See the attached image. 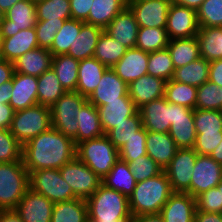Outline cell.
Instances as JSON below:
<instances>
[{"label":"cell","mask_w":222,"mask_h":222,"mask_svg":"<svg viewBox=\"0 0 222 222\" xmlns=\"http://www.w3.org/2000/svg\"><path fill=\"white\" fill-rule=\"evenodd\" d=\"M130 222H164L162 216L158 214H145L132 216Z\"/></svg>","instance_id":"e7e4bbea"},{"label":"cell","mask_w":222,"mask_h":222,"mask_svg":"<svg viewBox=\"0 0 222 222\" xmlns=\"http://www.w3.org/2000/svg\"><path fill=\"white\" fill-rule=\"evenodd\" d=\"M222 180V165L207 155H197L190 182V195L194 198Z\"/></svg>","instance_id":"5bb4252c"},{"label":"cell","mask_w":222,"mask_h":222,"mask_svg":"<svg viewBox=\"0 0 222 222\" xmlns=\"http://www.w3.org/2000/svg\"><path fill=\"white\" fill-rule=\"evenodd\" d=\"M195 198L188 193L173 192L160 210L164 222H194Z\"/></svg>","instance_id":"7402d4cb"},{"label":"cell","mask_w":222,"mask_h":222,"mask_svg":"<svg viewBox=\"0 0 222 222\" xmlns=\"http://www.w3.org/2000/svg\"><path fill=\"white\" fill-rule=\"evenodd\" d=\"M146 137L147 130L143 127L137 131V136L127 141L119 149V157L125 162H130L137 159L140 156L147 155L146 152Z\"/></svg>","instance_id":"f907efd6"},{"label":"cell","mask_w":222,"mask_h":222,"mask_svg":"<svg viewBox=\"0 0 222 222\" xmlns=\"http://www.w3.org/2000/svg\"><path fill=\"white\" fill-rule=\"evenodd\" d=\"M173 192L164 171L153 178L136 182L134 191L128 198L131 215L160 213Z\"/></svg>","instance_id":"7a4b0ae2"},{"label":"cell","mask_w":222,"mask_h":222,"mask_svg":"<svg viewBox=\"0 0 222 222\" xmlns=\"http://www.w3.org/2000/svg\"><path fill=\"white\" fill-rule=\"evenodd\" d=\"M174 71L172 58L167 48L149 53L147 65L149 75L169 81L173 78Z\"/></svg>","instance_id":"f6af8a7d"},{"label":"cell","mask_w":222,"mask_h":222,"mask_svg":"<svg viewBox=\"0 0 222 222\" xmlns=\"http://www.w3.org/2000/svg\"><path fill=\"white\" fill-rule=\"evenodd\" d=\"M76 157L94 171L101 179L120 159L119 150L106 135L83 141L76 145Z\"/></svg>","instance_id":"277c9868"},{"label":"cell","mask_w":222,"mask_h":222,"mask_svg":"<svg viewBox=\"0 0 222 222\" xmlns=\"http://www.w3.org/2000/svg\"><path fill=\"white\" fill-rule=\"evenodd\" d=\"M14 72L13 62L2 60L0 62V85L12 80Z\"/></svg>","instance_id":"91938a15"},{"label":"cell","mask_w":222,"mask_h":222,"mask_svg":"<svg viewBox=\"0 0 222 222\" xmlns=\"http://www.w3.org/2000/svg\"><path fill=\"white\" fill-rule=\"evenodd\" d=\"M221 140L222 131H218V133H199L196 136L194 150L198 155L210 156Z\"/></svg>","instance_id":"11a10c76"},{"label":"cell","mask_w":222,"mask_h":222,"mask_svg":"<svg viewBox=\"0 0 222 222\" xmlns=\"http://www.w3.org/2000/svg\"><path fill=\"white\" fill-rule=\"evenodd\" d=\"M50 127H52L50 107L37 104L15 111L10 132L23 146Z\"/></svg>","instance_id":"8992f818"},{"label":"cell","mask_w":222,"mask_h":222,"mask_svg":"<svg viewBox=\"0 0 222 222\" xmlns=\"http://www.w3.org/2000/svg\"><path fill=\"white\" fill-rule=\"evenodd\" d=\"M94 0H70L71 18L85 22Z\"/></svg>","instance_id":"9f6ffc18"},{"label":"cell","mask_w":222,"mask_h":222,"mask_svg":"<svg viewBox=\"0 0 222 222\" xmlns=\"http://www.w3.org/2000/svg\"><path fill=\"white\" fill-rule=\"evenodd\" d=\"M136 182L153 178L163 172L162 167L148 155L140 156L128 162Z\"/></svg>","instance_id":"816d5d0a"},{"label":"cell","mask_w":222,"mask_h":222,"mask_svg":"<svg viewBox=\"0 0 222 222\" xmlns=\"http://www.w3.org/2000/svg\"><path fill=\"white\" fill-rule=\"evenodd\" d=\"M196 13L200 27H222V0H205Z\"/></svg>","instance_id":"c3c4849f"},{"label":"cell","mask_w":222,"mask_h":222,"mask_svg":"<svg viewBox=\"0 0 222 222\" xmlns=\"http://www.w3.org/2000/svg\"><path fill=\"white\" fill-rule=\"evenodd\" d=\"M0 45L3 59L15 62L21 55L39 47L35 27L20 30L12 37L0 39Z\"/></svg>","instance_id":"d4e9b609"},{"label":"cell","mask_w":222,"mask_h":222,"mask_svg":"<svg viewBox=\"0 0 222 222\" xmlns=\"http://www.w3.org/2000/svg\"><path fill=\"white\" fill-rule=\"evenodd\" d=\"M123 96H129L128 84L112 68H107L87 100L96 107H100L107 104L108 101L119 100Z\"/></svg>","instance_id":"ac0fdd59"},{"label":"cell","mask_w":222,"mask_h":222,"mask_svg":"<svg viewBox=\"0 0 222 222\" xmlns=\"http://www.w3.org/2000/svg\"><path fill=\"white\" fill-rule=\"evenodd\" d=\"M126 50L127 48L103 31L99 36L93 57L107 68H112L125 55Z\"/></svg>","instance_id":"ab89813d"},{"label":"cell","mask_w":222,"mask_h":222,"mask_svg":"<svg viewBox=\"0 0 222 222\" xmlns=\"http://www.w3.org/2000/svg\"><path fill=\"white\" fill-rule=\"evenodd\" d=\"M52 53L37 47L21 55L14 64V71L20 74L39 77L51 68Z\"/></svg>","instance_id":"4316f807"},{"label":"cell","mask_w":222,"mask_h":222,"mask_svg":"<svg viewBox=\"0 0 222 222\" xmlns=\"http://www.w3.org/2000/svg\"><path fill=\"white\" fill-rule=\"evenodd\" d=\"M59 170L77 198L88 199L102 184V179L76 156Z\"/></svg>","instance_id":"9c48e42d"},{"label":"cell","mask_w":222,"mask_h":222,"mask_svg":"<svg viewBox=\"0 0 222 222\" xmlns=\"http://www.w3.org/2000/svg\"><path fill=\"white\" fill-rule=\"evenodd\" d=\"M208 80L222 87V59L210 61Z\"/></svg>","instance_id":"680465c9"},{"label":"cell","mask_w":222,"mask_h":222,"mask_svg":"<svg viewBox=\"0 0 222 222\" xmlns=\"http://www.w3.org/2000/svg\"><path fill=\"white\" fill-rule=\"evenodd\" d=\"M74 141L50 127L22 146V161L28 172L60 169L76 156Z\"/></svg>","instance_id":"6da1fadb"},{"label":"cell","mask_w":222,"mask_h":222,"mask_svg":"<svg viewBox=\"0 0 222 222\" xmlns=\"http://www.w3.org/2000/svg\"><path fill=\"white\" fill-rule=\"evenodd\" d=\"M209 69L210 62L200 57L185 66L176 68L172 79L180 83L199 87L208 81Z\"/></svg>","instance_id":"74e56055"},{"label":"cell","mask_w":222,"mask_h":222,"mask_svg":"<svg viewBox=\"0 0 222 222\" xmlns=\"http://www.w3.org/2000/svg\"><path fill=\"white\" fill-rule=\"evenodd\" d=\"M199 28L196 10L171 3L165 27L170 40L195 37Z\"/></svg>","instance_id":"4fadbf2b"},{"label":"cell","mask_w":222,"mask_h":222,"mask_svg":"<svg viewBox=\"0 0 222 222\" xmlns=\"http://www.w3.org/2000/svg\"><path fill=\"white\" fill-rule=\"evenodd\" d=\"M51 222H89L85 199L54 203Z\"/></svg>","instance_id":"d590c367"},{"label":"cell","mask_w":222,"mask_h":222,"mask_svg":"<svg viewBox=\"0 0 222 222\" xmlns=\"http://www.w3.org/2000/svg\"><path fill=\"white\" fill-rule=\"evenodd\" d=\"M216 187L220 190V197H221V204H222V180Z\"/></svg>","instance_id":"89a4df30"},{"label":"cell","mask_w":222,"mask_h":222,"mask_svg":"<svg viewBox=\"0 0 222 222\" xmlns=\"http://www.w3.org/2000/svg\"><path fill=\"white\" fill-rule=\"evenodd\" d=\"M201 58L222 59V27H200L196 35Z\"/></svg>","instance_id":"e575fe53"},{"label":"cell","mask_w":222,"mask_h":222,"mask_svg":"<svg viewBox=\"0 0 222 222\" xmlns=\"http://www.w3.org/2000/svg\"><path fill=\"white\" fill-rule=\"evenodd\" d=\"M197 87L177 82L173 79L166 81L165 98L168 102L187 108H196Z\"/></svg>","instance_id":"b9f144b4"},{"label":"cell","mask_w":222,"mask_h":222,"mask_svg":"<svg viewBox=\"0 0 222 222\" xmlns=\"http://www.w3.org/2000/svg\"><path fill=\"white\" fill-rule=\"evenodd\" d=\"M63 26V23H53L47 21H37L35 31L37 35L38 46L40 48L50 49L55 35Z\"/></svg>","instance_id":"db71d44e"},{"label":"cell","mask_w":222,"mask_h":222,"mask_svg":"<svg viewBox=\"0 0 222 222\" xmlns=\"http://www.w3.org/2000/svg\"><path fill=\"white\" fill-rule=\"evenodd\" d=\"M106 69L107 67L94 57L81 60L78 67L76 92L88 98L99 84Z\"/></svg>","instance_id":"83f0119b"},{"label":"cell","mask_w":222,"mask_h":222,"mask_svg":"<svg viewBox=\"0 0 222 222\" xmlns=\"http://www.w3.org/2000/svg\"><path fill=\"white\" fill-rule=\"evenodd\" d=\"M142 127L147 131L167 133L172 123V103L165 96L144 104L138 109Z\"/></svg>","instance_id":"2e32d148"},{"label":"cell","mask_w":222,"mask_h":222,"mask_svg":"<svg viewBox=\"0 0 222 222\" xmlns=\"http://www.w3.org/2000/svg\"><path fill=\"white\" fill-rule=\"evenodd\" d=\"M149 53L137 48L127 49L125 55L112 69L128 85L143 75L148 74Z\"/></svg>","instance_id":"cb8c5ba5"},{"label":"cell","mask_w":222,"mask_h":222,"mask_svg":"<svg viewBox=\"0 0 222 222\" xmlns=\"http://www.w3.org/2000/svg\"><path fill=\"white\" fill-rule=\"evenodd\" d=\"M197 155L194 148H178L171 162L163 169L174 192L190 194L191 176Z\"/></svg>","instance_id":"30bf717a"},{"label":"cell","mask_w":222,"mask_h":222,"mask_svg":"<svg viewBox=\"0 0 222 222\" xmlns=\"http://www.w3.org/2000/svg\"><path fill=\"white\" fill-rule=\"evenodd\" d=\"M126 7L127 0H94L85 22L104 30L116 15Z\"/></svg>","instance_id":"1f68e13d"},{"label":"cell","mask_w":222,"mask_h":222,"mask_svg":"<svg viewBox=\"0 0 222 222\" xmlns=\"http://www.w3.org/2000/svg\"><path fill=\"white\" fill-rule=\"evenodd\" d=\"M15 110L9 104H0V128L10 129Z\"/></svg>","instance_id":"6f0895ef"},{"label":"cell","mask_w":222,"mask_h":222,"mask_svg":"<svg viewBox=\"0 0 222 222\" xmlns=\"http://www.w3.org/2000/svg\"><path fill=\"white\" fill-rule=\"evenodd\" d=\"M2 60H4V59H3V56H2L1 45H0V62H1Z\"/></svg>","instance_id":"2644e50d"},{"label":"cell","mask_w":222,"mask_h":222,"mask_svg":"<svg viewBox=\"0 0 222 222\" xmlns=\"http://www.w3.org/2000/svg\"><path fill=\"white\" fill-rule=\"evenodd\" d=\"M178 147L171 135L167 133L147 131L146 152L162 169L171 162L175 156Z\"/></svg>","instance_id":"484cf974"},{"label":"cell","mask_w":222,"mask_h":222,"mask_svg":"<svg viewBox=\"0 0 222 222\" xmlns=\"http://www.w3.org/2000/svg\"><path fill=\"white\" fill-rule=\"evenodd\" d=\"M142 128L140 112L126 118L125 122L111 129L106 136L110 142L119 150L127 141L137 136V131Z\"/></svg>","instance_id":"ee69618b"},{"label":"cell","mask_w":222,"mask_h":222,"mask_svg":"<svg viewBox=\"0 0 222 222\" xmlns=\"http://www.w3.org/2000/svg\"><path fill=\"white\" fill-rule=\"evenodd\" d=\"M54 203L44 195L32 191H26L15 211L24 222H51Z\"/></svg>","instance_id":"e0dca14e"},{"label":"cell","mask_w":222,"mask_h":222,"mask_svg":"<svg viewBox=\"0 0 222 222\" xmlns=\"http://www.w3.org/2000/svg\"><path fill=\"white\" fill-rule=\"evenodd\" d=\"M79 62L67 54L52 56L51 68L66 92L76 91Z\"/></svg>","instance_id":"836d02e7"},{"label":"cell","mask_w":222,"mask_h":222,"mask_svg":"<svg viewBox=\"0 0 222 222\" xmlns=\"http://www.w3.org/2000/svg\"><path fill=\"white\" fill-rule=\"evenodd\" d=\"M87 101V97L76 91L66 92L50 107L52 127L71 138L75 146L78 130L76 115Z\"/></svg>","instance_id":"52a82bcc"},{"label":"cell","mask_w":222,"mask_h":222,"mask_svg":"<svg viewBox=\"0 0 222 222\" xmlns=\"http://www.w3.org/2000/svg\"><path fill=\"white\" fill-rule=\"evenodd\" d=\"M22 160V145L10 132L0 128V162L11 163Z\"/></svg>","instance_id":"681fc988"},{"label":"cell","mask_w":222,"mask_h":222,"mask_svg":"<svg viewBox=\"0 0 222 222\" xmlns=\"http://www.w3.org/2000/svg\"><path fill=\"white\" fill-rule=\"evenodd\" d=\"M37 87L38 104L47 107H51L66 93L52 68L38 77Z\"/></svg>","instance_id":"f35d334b"},{"label":"cell","mask_w":222,"mask_h":222,"mask_svg":"<svg viewBox=\"0 0 222 222\" xmlns=\"http://www.w3.org/2000/svg\"><path fill=\"white\" fill-rule=\"evenodd\" d=\"M29 189V172L23 161L0 162V210H15Z\"/></svg>","instance_id":"5b68a950"},{"label":"cell","mask_w":222,"mask_h":222,"mask_svg":"<svg viewBox=\"0 0 222 222\" xmlns=\"http://www.w3.org/2000/svg\"><path fill=\"white\" fill-rule=\"evenodd\" d=\"M196 210L206 213H222L220 190L210 188L195 197Z\"/></svg>","instance_id":"f5cc1de1"},{"label":"cell","mask_w":222,"mask_h":222,"mask_svg":"<svg viewBox=\"0 0 222 222\" xmlns=\"http://www.w3.org/2000/svg\"><path fill=\"white\" fill-rule=\"evenodd\" d=\"M167 49L170 52L175 69L185 66L201 57L196 36L169 40Z\"/></svg>","instance_id":"d6a6232c"},{"label":"cell","mask_w":222,"mask_h":222,"mask_svg":"<svg viewBox=\"0 0 222 222\" xmlns=\"http://www.w3.org/2000/svg\"><path fill=\"white\" fill-rule=\"evenodd\" d=\"M102 184L129 198L136 186V180L129 164L119 159L110 172L102 178Z\"/></svg>","instance_id":"4dcf8cb0"},{"label":"cell","mask_w":222,"mask_h":222,"mask_svg":"<svg viewBox=\"0 0 222 222\" xmlns=\"http://www.w3.org/2000/svg\"><path fill=\"white\" fill-rule=\"evenodd\" d=\"M171 3L168 0H130L127 6L139 28H165Z\"/></svg>","instance_id":"7c38bea8"},{"label":"cell","mask_w":222,"mask_h":222,"mask_svg":"<svg viewBox=\"0 0 222 222\" xmlns=\"http://www.w3.org/2000/svg\"><path fill=\"white\" fill-rule=\"evenodd\" d=\"M37 86L38 77L14 72L9 105L15 111L37 105Z\"/></svg>","instance_id":"ffe728a7"},{"label":"cell","mask_w":222,"mask_h":222,"mask_svg":"<svg viewBox=\"0 0 222 222\" xmlns=\"http://www.w3.org/2000/svg\"><path fill=\"white\" fill-rule=\"evenodd\" d=\"M36 22L35 1L21 0L4 14L0 24V39L12 37L20 30L34 28Z\"/></svg>","instance_id":"8fae6325"},{"label":"cell","mask_w":222,"mask_h":222,"mask_svg":"<svg viewBox=\"0 0 222 222\" xmlns=\"http://www.w3.org/2000/svg\"><path fill=\"white\" fill-rule=\"evenodd\" d=\"M196 108L222 111V87L209 80L197 87Z\"/></svg>","instance_id":"bcb514c9"},{"label":"cell","mask_w":222,"mask_h":222,"mask_svg":"<svg viewBox=\"0 0 222 222\" xmlns=\"http://www.w3.org/2000/svg\"><path fill=\"white\" fill-rule=\"evenodd\" d=\"M194 110L172 103V123L168 133L178 148H194L196 130Z\"/></svg>","instance_id":"9a60e30c"},{"label":"cell","mask_w":222,"mask_h":222,"mask_svg":"<svg viewBox=\"0 0 222 222\" xmlns=\"http://www.w3.org/2000/svg\"><path fill=\"white\" fill-rule=\"evenodd\" d=\"M29 188L44 195L52 203L77 198L70 185L62 178L59 169H44L29 172Z\"/></svg>","instance_id":"ba28073f"},{"label":"cell","mask_w":222,"mask_h":222,"mask_svg":"<svg viewBox=\"0 0 222 222\" xmlns=\"http://www.w3.org/2000/svg\"><path fill=\"white\" fill-rule=\"evenodd\" d=\"M0 222H24L15 210H0Z\"/></svg>","instance_id":"be15d7a7"},{"label":"cell","mask_w":222,"mask_h":222,"mask_svg":"<svg viewBox=\"0 0 222 222\" xmlns=\"http://www.w3.org/2000/svg\"><path fill=\"white\" fill-rule=\"evenodd\" d=\"M12 90V80L0 85V104H9Z\"/></svg>","instance_id":"6125c7cd"},{"label":"cell","mask_w":222,"mask_h":222,"mask_svg":"<svg viewBox=\"0 0 222 222\" xmlns=\"http://www.w3.org/2000/svg\"><path fill=\"white\" fill-rule=\"evenodd\" d=\"M83 23V21L72 18L65 20L63 26L55 35L53 44L49 49L52 56L67 54L69 52L70 46H73V42L76 40L77 35H79Z\"/></svg>","instance_id":"60d3db41"},{"label":"cell","mask_w":222,"mask_h":222,"mask_svg":"<svg viewBox=\"0 0 222 222\" xmlns=\"http://www.w3.org/2000/svg\"><path fill=\"white\" fill-rule=\"evenodd\" d=\"M35 4L37 21L64 23L71 19L70 0H38Z\"/></svg>","instance_id":"8d00e7d4"},{"label":"cell","mask_w":222,"mask_h":222,"mask_svg":"<svg viewBox=\"0 0 222 222\" xmlns=\"http://www.w3.org/2000/svg\"><path fill=\"white\" fill-rule=\"evenodd\" d=\"M101 126L105 135L118 124L126 121L138 112V108L130 96L120 97L119 100L108 101L107 104L97 107Z\"/></svg>","instance_id":"44dd1931"},{"label":"cell","mask_w":222,"mask_h":222,"mask_svg":"<svg viewBox=\"0 0 222 222\" xmlns=\"http://www.w3.org/2000/svg\"><path fill=\"white\" fill-rule=\"evenodd\" d=\"M193 117L196 134L222 131V111L195 108Z\"/></svg>","instance_id":"7dc6e473"},{"label":"cell","mask_w":222,"mask_h":222,"mask_svg":"<svg viewBox=\"0 0 222 222\" xmlns=\"http://www.w3.org/2000/svg\"><path fill=\"white\" fill-rule=\"evenodd\" d=\"M164 79L143 75L128 85V95L139 109L144 104L165 96Z\"/></svg>","instance_id":"603a6c76"},{"label":"cell","mask_w":222,"mask_h":222,"mask_svg":"<svg viewBox=\"0 0 222 222\" xmlns=\"http://www.w3.org/2000/svg\"><path fill=\"white\" fill-rule=\"evenodd\" d=\"M3 14H2V12L0 11V24H1V22H2V19H3Z\"/></svg>","instance_id":"8c879c8a"},{"label":"cell","mask_w":222,"mask_h":222,"mask_svg":"<svg viewBox=\"0 0 222 222\" xmlns=\"http://www.w3.org/2000/svg\"><path fill=\"white\" fill-rule=\"evenodd\" d=\"M21 0H0V11L4 15L11 7Z\"/></svg>","instance_id":"003e7915"},{"label":"cell","mask_w":222,"mask_h":222,"mask_svg":"<svg viewBox=\"0 0 222 222\" xmlns=\"http://www.w3.org/2000/svg\"><path fill=\"white\" fill-rule=\"evenodd\" d=\"M139 25L127 6L109 23L104 31L125 48H135Z\"/></svg>","instance_id":"d6986e66"},{"label":"cell","mask_w":222,"mask_h":222,"mask_svg":"<svg viewBox=\"0 0 222 222\" xmlns=\"http://www.w3.org/2000/svg\"><path fill=\"white\" fill-rule=\"evenodd\" d=\"M76 119L78 122L77 144L105 135L98 109L88 101L81 107Z\"/></svg>","instance_id":"f1b7e54d"},{"label":"cell","mask_w":222,"mask_h":222,"mask_svg":"<svg viewBox=\"0 0 222 222\" xmlns=\"http://www.w3.org/2000/svg\"><path fill=\"white\" fill-rule=\"evenodd\" d=\"M169 37L165 28L138 29L137 42L135 48L145 52H155L167 48Z\"/></svg>","instance_id":"7bdbcfd3"},{"label":"cell","mask_w":222,"mask_h":222,"mask_svg":"<svg viewBox=\"0 0 222 222\" xmlns=\"http://www.w3.org/2000/svg\"><path fill=\"white\" fill-rule=\"evenodd\" d=\"M194 222H222V213H206L196 210Z\"/></svg>","instance_id":"94428289"},{"label":"cell","mask_w":222,"mask_h":222,"mask_svg":"<svg viewBox=\"0 0 222 222\" xmlns=\"http://www.w3.org/2000/svg\"><path fill=\"white\" fill-rule=\"evenodd\" d=\"M89 222H130L128 197L101 184L86 199Z\"/></svg>","instance_id":"3957f363"},{"label":"cell","mask_w":222,"mask_h":222,"mask_svg":"<svg viewBox=\"0 0 222 222\" xmlns=\"http://www.w3.org/2000/svg\"><path fill=\"white\" fill-rule=\"evenodd\" d=\"M205 0H172V3H175L177 5L186 6L188 8H192L197 11V9L200 7V5Z\"/></svg>","instance_id":"03108f58"},{"label":"cell","mask_w":222,"mask_h":222,"mask_svg":"<svg viewBox=\"0 0 222 222\" xmlns=\"http://www.w3.org/2000/svg\"><path fill=\"white\" fill-rule=\"evenodd\" d=\"M103 31L104 30L98 26L84 22L79 35H77L76 40L73 42V46H70L67 55L79 61L92 58L99 36Z\"/></svg>","instance_id":"f546056e"},{"label":"cell","mask_w":222,"mask_h":222,"mask_svg":"<svg viewBox=\"0 0 222 222\" xmlns=\"http://www.w3.org/2000/svg\"><path fill=\"white\" fill-rule=\"evenodd\" d=\"M210 157L213 158L217 163L222 165V140L220 144L210 154Z\"/></svg>","instance_id":"a7ac6f4b"}]
</instances>
